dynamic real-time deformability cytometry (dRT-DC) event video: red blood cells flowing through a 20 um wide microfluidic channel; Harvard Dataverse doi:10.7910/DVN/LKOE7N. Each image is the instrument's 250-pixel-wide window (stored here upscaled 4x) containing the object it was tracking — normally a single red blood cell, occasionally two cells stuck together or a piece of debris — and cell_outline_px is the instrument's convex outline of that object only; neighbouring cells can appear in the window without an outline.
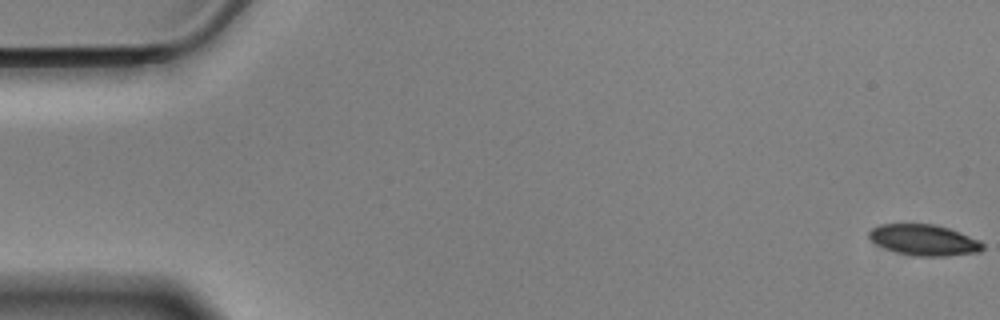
{"species": "Egyptian fruit bat (a non-hibernating species)", "species_latin": "Rousettus aegyptiacus", "temperature_condition": "cold", "stored_images_in_passage": 59, "camera_frame_rate_fps": 3000, "um_per_image_px": 0.085, "animal": {"sex": "male"}, "frame": {"image": 1, "passage_image": 1, "time_ms": 0.0, "image_size_px": [1000, 320], "cell_outline_px": [[984, 248], [980, 252], [948, 256], [912, 256], [896, 252], [884, 248], [876, 244], [868, 236], [868, 232], [872, 228], [880, 224], [936, 224], [960, 232], [980, 240], [984, 244]], "centroid_in_image_um": [78.55, 20.4], "position_along_channel_um": 6.4, "area_um2": 20.69}}
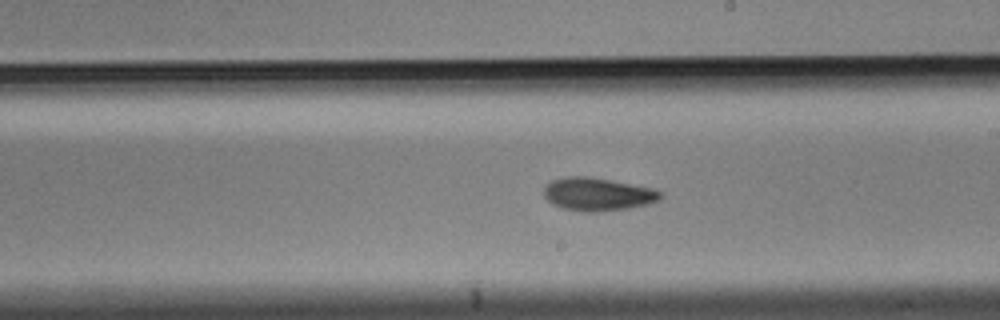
{"frame": {"image": 2, "passage_image": 33, "time_ms": 10.667, "image_size_px": [1000, 320], "cell_outline_px": [[660, 200], [648, 204], [628, 208], [596, 212], [584, 212], [564, 208], [552, 204], [544, 196], [544, 188], [552, 180], [568, 176], [588, 176], [652, 188], [660, 192]], "centroid_in_image_um": [50.78, 16.51], "position_along_channel_um": 238.2, "area_um2": 22.2}}
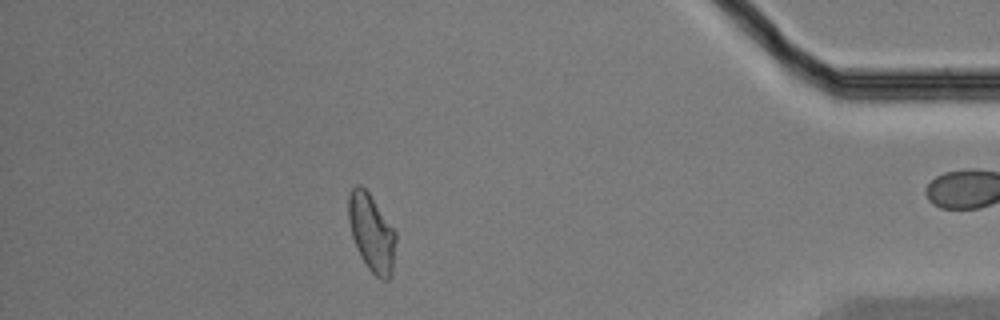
{"frame": {"image": 3, "passage_image": 51, "time_ms": 16.667, "image_size_px": [1000, 320], "cell_outline_px": [[396, 240], [392, 272], [388, 280], [380, 280], [368, 268], [356, 248], [352, 236], [348, 220], [348, 196], [352, 188], [356, 184], [360, 184], [368, 192], [396, 232]], "centroid_in_image_um": [31.57, 19.79], "position_along_channel_um": 403.6, "area_um2": 21.27}, "authors_computed_cell_mechanics": {"area_um2": 21.5016, "velocity_mm_per_s": 3.5039, "shape_relaxation_time_tau1_ms": 4.683, "shape_relaxation_time_tau2_ms": 10.1906, "deformation_change_tau1": 0.1226, "deformation_change_tau2": 0.1688}}